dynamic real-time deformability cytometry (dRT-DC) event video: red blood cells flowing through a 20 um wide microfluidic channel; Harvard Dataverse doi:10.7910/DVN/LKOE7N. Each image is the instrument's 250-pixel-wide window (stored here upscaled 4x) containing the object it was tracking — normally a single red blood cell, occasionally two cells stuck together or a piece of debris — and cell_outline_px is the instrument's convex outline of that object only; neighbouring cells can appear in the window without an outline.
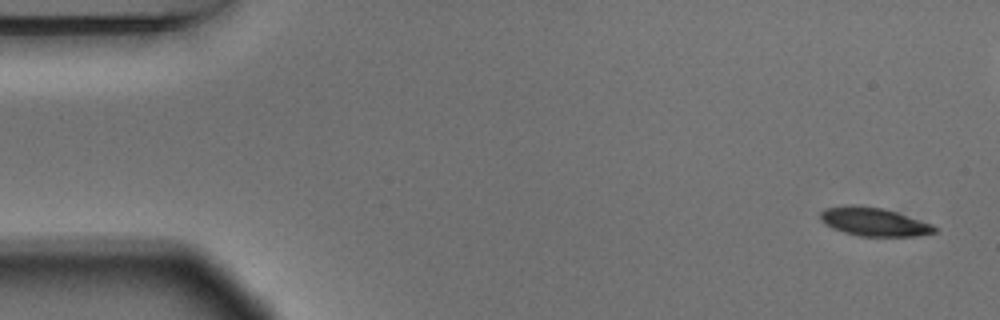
{"species": "Egyptian fruit bat (a non-hibernating species)", "species_latin": "Rousettus aegyptiacus", "temperature_condition": "warm", "stored_images_in_passage": 5, "camera_frame_rate_fps": 3000, "um_per_image_px": 0.085, "animal": {"sex": "male"}, "frame": {"image": 1, "passage_image": 1, "time_ms": 0.0, "image_size_px": [1000, 320], "cell_outline_px": [[936, 232], [916, 236], [860, 236], [844, 232], [832, 228], [824, 224], [820, 220], [820, 212], [824, 208], [852, 204], [880, 208], [896, 212], [932, 224], [936, 228]], "centroid_in_image_um": [74.23, 18.85], "position_along_channel_um": 10.8, "area_um2": 18.84}}